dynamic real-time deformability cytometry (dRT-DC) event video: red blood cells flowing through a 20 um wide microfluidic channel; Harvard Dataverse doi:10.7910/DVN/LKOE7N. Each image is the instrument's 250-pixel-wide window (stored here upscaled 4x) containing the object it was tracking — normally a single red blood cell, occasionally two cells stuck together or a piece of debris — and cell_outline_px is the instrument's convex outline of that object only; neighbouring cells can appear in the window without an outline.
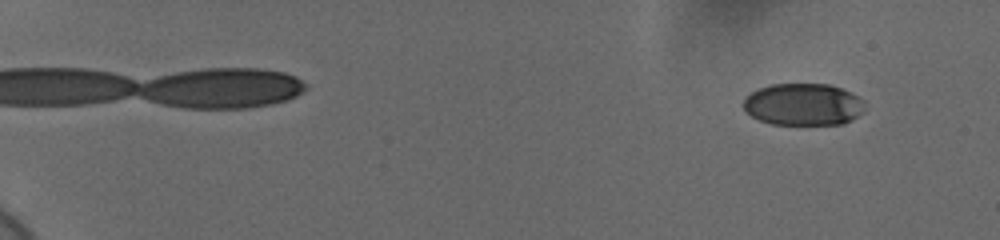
{"species": "human", "species_latin": "Homo sapiens", "temperature_condition": "cold", "stored_images_in_passage": 19, "camera_frame_rate_fps": 3000, "um_per_image_px": 0.085, "donor": {"sex": "female"}, "frame": {"image": 1, "passage_image": 1, "time_ms": 0.0, "image_size_px": [1000, 240], "cell_outline_px": [[864, 108], [852, 120], [844, 124], [772, 124], [760, 120], [752, 116], [744, 108], [744, 100], [756, 88], [772, 84], [828, 84], [852, 92], [864, 100]], "centroid_in_image_um": [68.29, 8.87], "position_along_channel_um": 16.7, "area_um2": 29.65}}
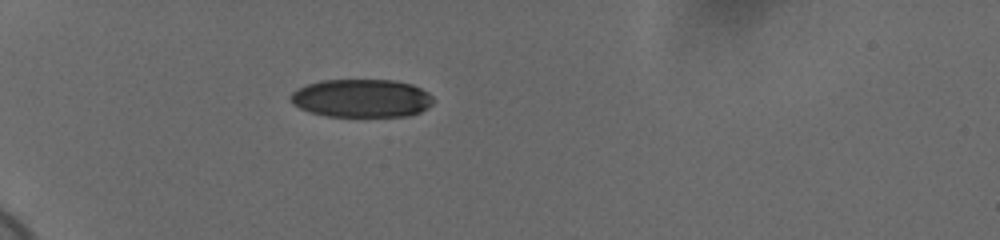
{"frame": {"image": 2, "passage_image": 12, "time_ms": 3.667, "image_size_px": [1000, 240], "cell_outline_px": [[432, 104], [428, 108], [420, 112], [408, 116], [328, 116], [308, 112], [292, 104], [288, 96], [292, 92], [308, 84], [324, 80], [396, 80], [412, 84], [428, 92], [432, 96]], "centroid_in_image_um": [30.73, 8.35], "position_along_channel_um": 54.3, "area_um2": 31.85}}
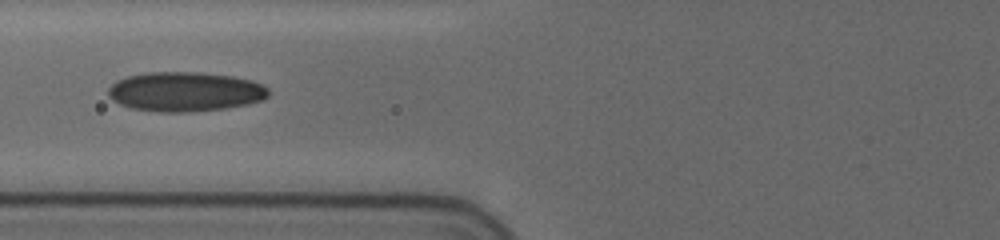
{"frame": {"image": 3, "passage_image": 17, "time_ms": 5.333, "image_size_px": [1000, 240], "cell_outline_px": [[268, 96], [264, 100], [248, 104], [224, 108], [192, 112], [160, 112], [132, 108], [120, 104], [112, 100], [108, 96], [108, 88], [116, 80], [128, 76], [148, 72], [200, 72], [232, 76], [248, 80], [260, 84], [268, 88]], "centroid_in_image_um": [15.71, 7.79], "position_along_channel_um": 110.1, "area_um2": 36.93}}